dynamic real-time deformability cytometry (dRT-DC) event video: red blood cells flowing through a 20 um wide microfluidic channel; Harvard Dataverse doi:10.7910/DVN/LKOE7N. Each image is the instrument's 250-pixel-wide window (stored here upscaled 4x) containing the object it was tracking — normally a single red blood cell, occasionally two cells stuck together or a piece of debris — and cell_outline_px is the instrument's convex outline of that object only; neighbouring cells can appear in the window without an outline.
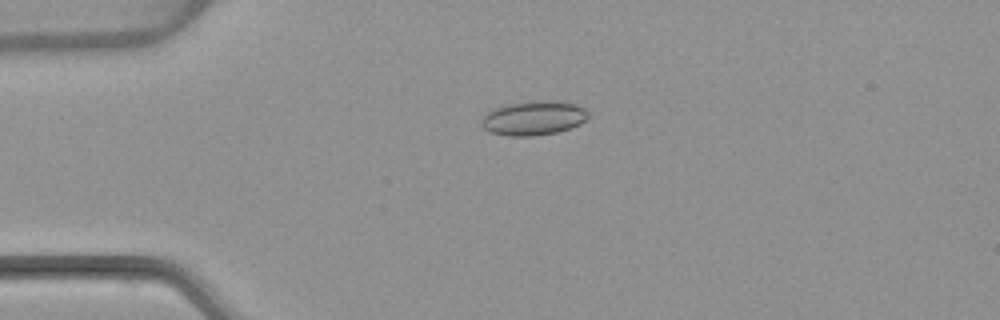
{"species": "common noctule bat (a hibernating species)", "species_latin": "Nyctalus noctula", "temperature_condition": "warm", "stored_images_in_passage": 53, "camera_frame_rate_fps": 3000, "um_per_image_px": 0.085, "animal": {"sex": "female", "body_mass_g": 22.7, "forearm_length_mm": 54.2}, "frame": {"image": 1, "passage_image": 13, "time_ms": 4.0, "image_size_px": [1000, 320], "cell_outline_px": [[588, 116], [580, 124], [556, 132], [532, 136], [508, 136], [488, 132], [480, 124], [480, 120], [488, 108], [508, 104], [540, 100], [556, 100], [576, 104], [584, 108], [588, 112]], "centroid_in_image_um": [45.28, 10.02], "position_along_channel_um": 39.7, "area_um2": 21.62}}
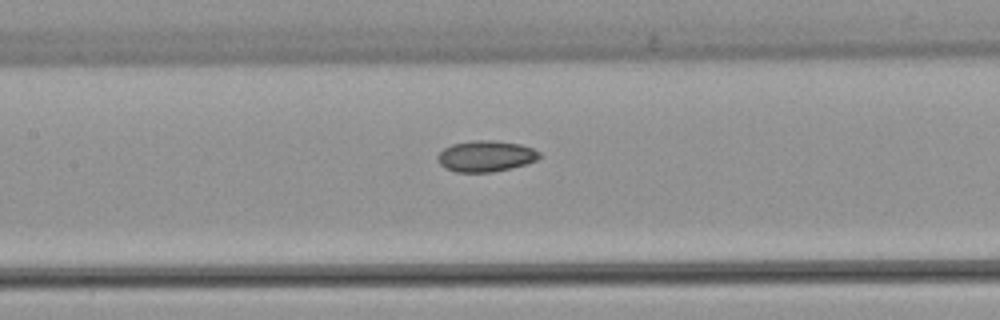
{"frame": {"image": 2, "passage_image": 25, "time_ms": 8.0, "image_size_px": [1000, 320], "cell_outline_px": [[540, 156], [536, 160], [524, 164], [492, 172], [456, 172], [444, 168], [440, 164], [436, 156], [444, 148], [452, 144], [472, 140], [496, 140], [520, 144], [532, 148], [540, 152]], "centroid_in_image_um": [41.26, 13.26], "position_along_channel_um": 166.1, "area_um2": 18.38}}
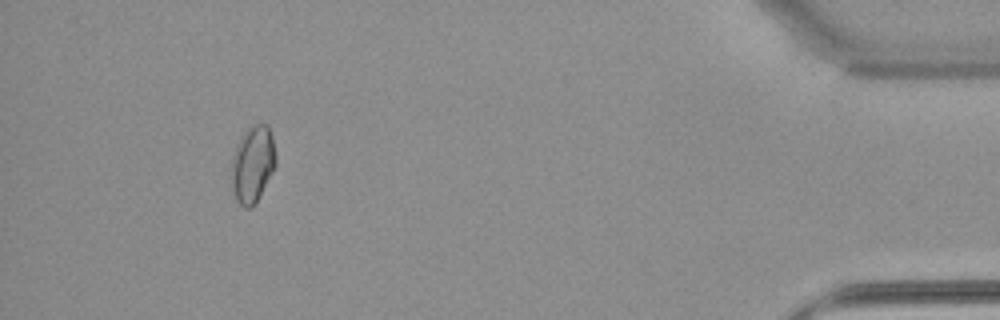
{"frame": {"image": 3, "passage_image": 49, "time_ms": 16.0, "image_size_px": [1000, 320], "cell_outline_px": [[276, 164], [272, 172], [252, 208], [244, 208], [236, 200], [232, 188], [232, 156], [236, 144], [240, 136], [252, 124], [268, 124], [272, 136], [276, 152]], "centroid_in_image_um": [21.47, 13.92], "position_along_channel_um": 413.7, "area_um2": 19.83}, "authors_computed_cell_mechanics": {"area_um2": 18.9006, "velocity_mm_per_s": 3.9053, "shape_relaxation_time_tau1_ms": null, "shape_relaxation_time_tau2_ms": 3.1941, "deformation_change_tau1": null, "deformation_change_tau2": 0.0704}}